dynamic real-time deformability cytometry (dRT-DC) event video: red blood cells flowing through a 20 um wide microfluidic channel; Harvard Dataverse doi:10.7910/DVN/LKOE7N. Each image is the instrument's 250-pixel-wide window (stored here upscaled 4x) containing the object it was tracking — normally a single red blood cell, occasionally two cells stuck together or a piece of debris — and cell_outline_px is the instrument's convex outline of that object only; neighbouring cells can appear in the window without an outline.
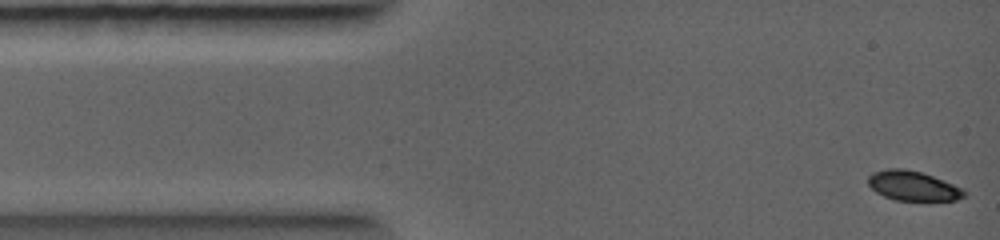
{"species": "common noctule bat (a hibernating species)", "species_latin": "Nyctalus noctula", "temperature_condition": "warm", "stored_images_in_passage": 37, "camera_frame_rate_fps": 5000, "um_per_image_px": 0.085, "animal": {"sex": "female", "body_mass_g": 19.0, "forearm_length_mm": 56.7}, "frame": {"image": 1, "passage_image": 1, "time_ms": 0.0, "image_size_px": [1000, 240], "cell_outline_px": [[964, 196], [956, 200], [896, 200], [884, 196], [876, 192], [868, 184], [868, 176], [872, 172], [888, 168], [904, 168], [920, 172], [932, 176], [964, 188]], "centroid_in_image_um": [77.57, 15.78], "position_along_channel_um": 7.4, "area_um2": 16.47}}
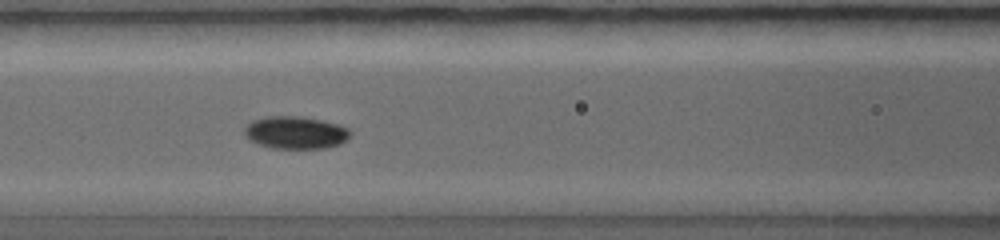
{"frame": {"image": 2, "passage_image": 15, "time_ms": 3.4, "image_size_px": [1000, 240], "cell_outline_px": [[352, 132], [340, 144], [324, 148], [272, 148], [260, 144], [252, 140], [244, 132], [244, 128], [252, 120], [264, 116], [300, 116], [320, 120], [336, 124], [348, 128]], "centroid_in_image_um": [25.11, 11.25], "position_along_channel_um": 141.5, "area_um2": 19.77}}
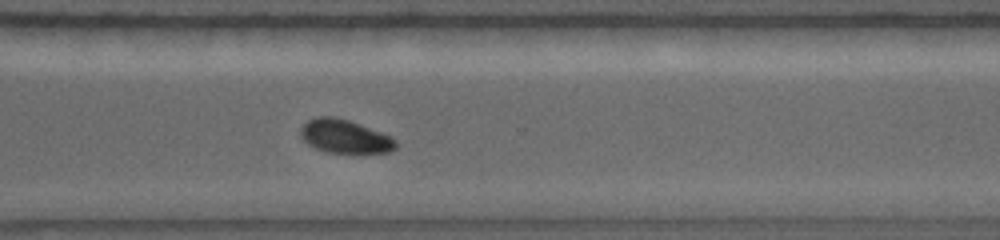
{"frame": {"image": 3, "passage_image": 29, "time_ms": 6.6, "image_size_px": [1000, 240], "cell_outline_px": [[396, 148], [392, 152], [328, 152], [316, 148], [308, 144], [300, 136], [300, 128], [308, 120], [316, 116], [336, 116], [348, 120], [392, 136], [396, 140]], "centroid_in_image_um": [29.3, 11.58], "position_along_channel_um": 341.3, "area_um2": 18.5}}